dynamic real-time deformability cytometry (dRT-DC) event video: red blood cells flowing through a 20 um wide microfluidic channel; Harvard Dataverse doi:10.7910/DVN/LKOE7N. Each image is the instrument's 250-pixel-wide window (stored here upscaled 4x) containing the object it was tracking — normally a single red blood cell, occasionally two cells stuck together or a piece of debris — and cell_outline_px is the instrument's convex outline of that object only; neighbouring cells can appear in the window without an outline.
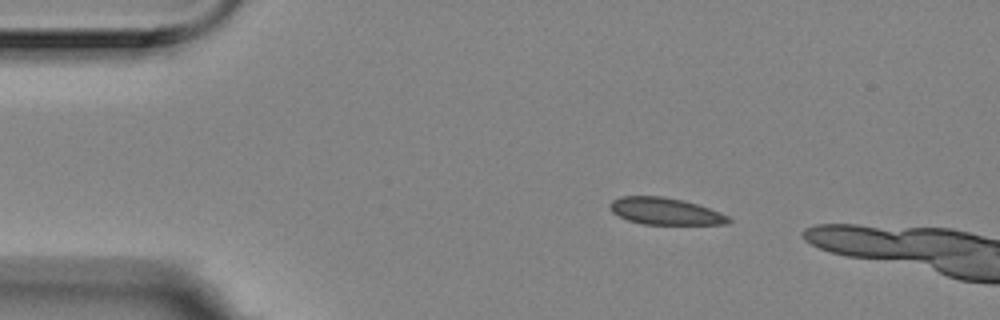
{"species": "Egyptian fruit bat (a non-hibernating species)", "species_latin": "Rousettus aegyptiacus", "temperature_condition": "room temperature", "stored_images_in_passage": 4, "camera_frame_rate_fps": 3000, "um_per_image_px": 0.085, "animal": {"sex": "female"}, "frame": {"image": 1, "passage_image": 2, "time_ms": 0.333, "image_size_px": [1000, 320], "cell_outline_px": [[732, 220], [728, 224], [644, 224], [628, 220], [612, 212], [608, 204], [612, 200], [620, 196], [660, 196], [684, 200], [720, 212], [728, 216]], "centroid_in_image_um": [56.53, 17.95], "position_along_channel_um": 28.5, "area_um2": 18.5}}